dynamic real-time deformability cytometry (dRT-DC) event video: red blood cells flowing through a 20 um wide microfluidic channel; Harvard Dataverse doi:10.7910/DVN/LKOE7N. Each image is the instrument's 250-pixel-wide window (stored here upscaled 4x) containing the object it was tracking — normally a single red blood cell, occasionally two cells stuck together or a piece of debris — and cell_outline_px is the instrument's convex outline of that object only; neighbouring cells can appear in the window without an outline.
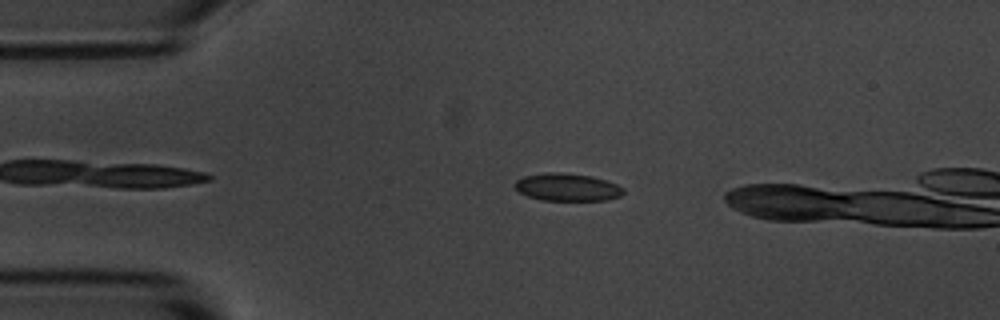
{"species": "common noctule bat (a hibernating species)", "species_latin": "Nyctalus noctula", "temperature_condition": "room temperature", "stored_images_in_passage": 12, "camera_frame_rate_fps": 3000, "um_per_image_px": 0.085, "animal": {"sex": "male", "body_mass_g": 20.1, "forearm_length_mm": 53.5}, "frame": {"image": 1, "passage_image": 9, "time_ms": 2.667, "image_size_px": [1000, 320], "cell_outline_px": [[624, 192], [620, 196], [608, 200], [540, 200], [528, 196], [520, 192], [512, 184], [516, 180], [524, 176], [544, 172], [564, 172], [592, 176], [616, 184], [624, 188]], "centroid_in_image_um": [48.2, 15.9], "position_along_channel_um": 36.8, "area_um2": 17.57}}